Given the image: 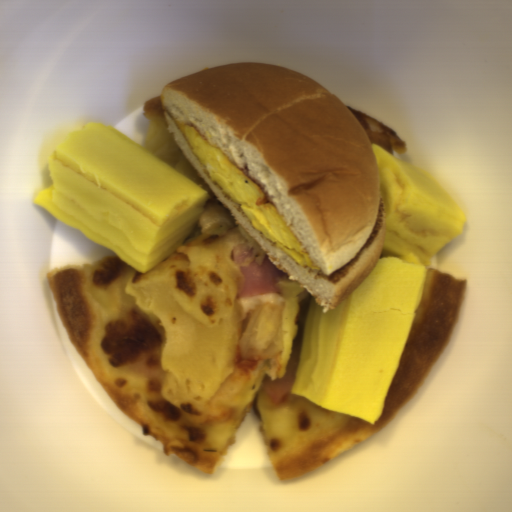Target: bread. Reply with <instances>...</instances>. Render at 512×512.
Wrapping results in <instances>:
<instances>
[{"instance_id":"obj_1","label":"bread","mask_w":512,"mask_h":512,"mask_svg":"<svg viewBox=\"0 0 512 512\" xmlns=\"http://www.w3.org/2000/svg\"><path fill=\"white\" fill-rule=\"evenodd\" d=\"M142 110L167 127L228 213L324 313L378 264L386 208L377 152L348 106L320 83L277 64L231 63L171 81ZM185 123L261 186L318 272L263 238L218 191L180 131Z\"/></svg>"}]
</instances>
